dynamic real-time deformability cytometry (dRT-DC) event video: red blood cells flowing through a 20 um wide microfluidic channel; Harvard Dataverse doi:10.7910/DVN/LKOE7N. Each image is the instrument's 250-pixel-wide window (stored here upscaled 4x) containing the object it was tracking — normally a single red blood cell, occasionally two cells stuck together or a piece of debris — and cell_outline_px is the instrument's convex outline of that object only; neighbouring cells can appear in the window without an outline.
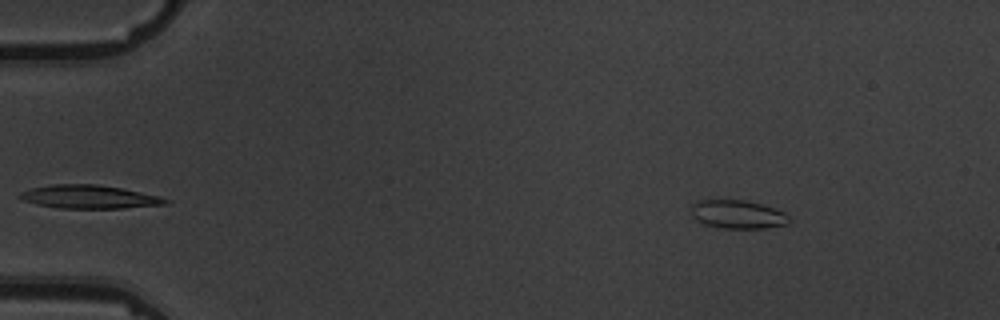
{"species": "common noctule bat (a hibernating species)", "species_latin": "Nyctalus noctula", "temperature_condition": "warm", "stored_images_in_passage": 4, "camera_frame_rate_fps": 3000, "um_per_image_px": 0.085, "animal": {"sex": "male", "body_mass_g": 19.5, "forearm_length_mm": 54.6}, "frame": {"image": 1, "passage_image": 4, "time_ms": 3.333, "image_size_px": [1000, 320], "cell_outline_px": [[792, 220], [788, 224], [764, 228], [724, 228], [704, 224], [692, 216], [692, 204], [700, 200], [744, 200], [760, 204], [784, 212]], "centroid_in_image_um": [62.72, 18.22], "position_along_channel_um": 22.3, "area_um2": 16.07}}